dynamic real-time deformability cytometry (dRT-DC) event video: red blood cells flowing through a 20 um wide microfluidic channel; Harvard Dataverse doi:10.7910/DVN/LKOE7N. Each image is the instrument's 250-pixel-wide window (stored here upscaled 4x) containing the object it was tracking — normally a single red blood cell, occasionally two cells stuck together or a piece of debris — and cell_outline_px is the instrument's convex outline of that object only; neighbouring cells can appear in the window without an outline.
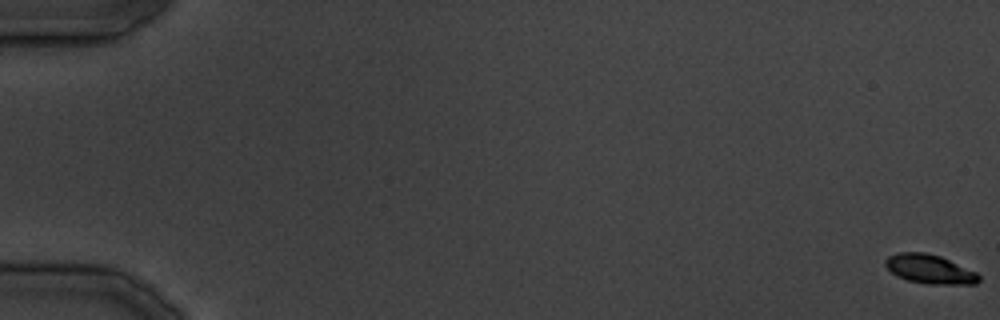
{"species": "common noctule bat (a hibernating species)", "species_latin": "Nyctalus noctula", "temperature_condition": "cold", "stored_images_in_passage": 38, "camera_frame_rate_fps": 3000, "um_per_image_px": 0.085, "animal": {"sex": "male", "body_mass_g": 19.5, "forearm_length_mm": 54.6}, "frame": {"image": 1, "passage_image": 1, "time_ms": 0.0, "image_size_px": [1000, 320], "cell_outline_px": [[980, 280], [976, 284], [928, 284], [908, 280], [896, 276], [884, 264], [884, 260], [888, 256], [900, 252], [924, 252], [940, 256], [976, 272], [980, 276]], "centroid_in_image_um": [79.01, 22.87], "position_along_channel_um": 6.0, "area_um2": 15.78}}
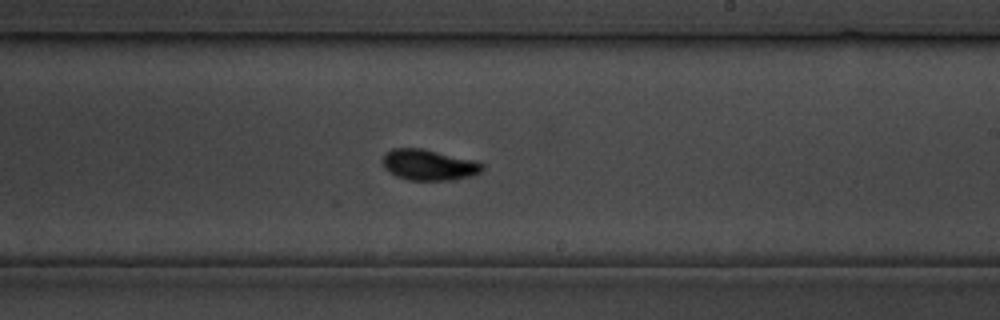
{"frame": {"image": 2, "passage_image": 23, "time_ms": 28.0, "image_size_px": [1000, 320], "cell_outline_px": [[484, 168], [480, 172], [468, 176], [452, 180], [408, 180], [396, 176], [384, 168], [384, 152], [392, 148], [424, 148], [476, 160], [484, 164]], "centroid_in_image_um": [36.46, 14.0], "position_along_channel_um": 252.5, "area_um2": 18.03}}
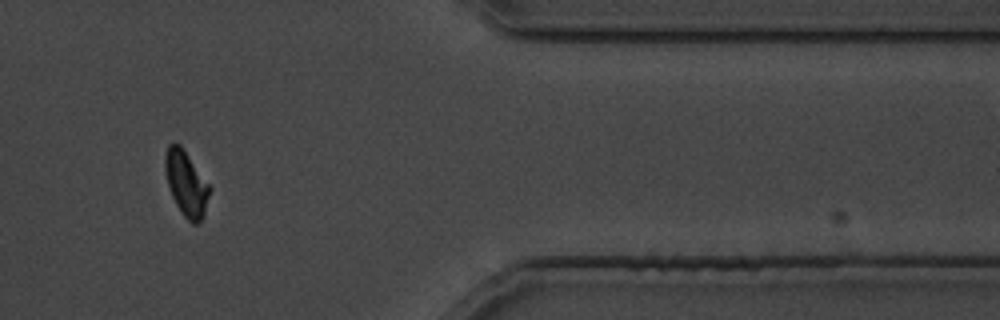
{"frame": {"image": 3, "passage_image": 32, "time_ms": 39.0, "image_size_px": [1000, 320], "cell_outline_px": [[212, 188], [204, 212], [200, 220], [196, 224], [192, 224], [184, 216], [176, 204], [172, 196], [168, 184], [164, 168], [164, 156], [168, 144], [180, 144]], "centroid_in_image_um": [15.82, 15.58], "position_along_channel_um": 395.6, "area_um2": 16.7}}